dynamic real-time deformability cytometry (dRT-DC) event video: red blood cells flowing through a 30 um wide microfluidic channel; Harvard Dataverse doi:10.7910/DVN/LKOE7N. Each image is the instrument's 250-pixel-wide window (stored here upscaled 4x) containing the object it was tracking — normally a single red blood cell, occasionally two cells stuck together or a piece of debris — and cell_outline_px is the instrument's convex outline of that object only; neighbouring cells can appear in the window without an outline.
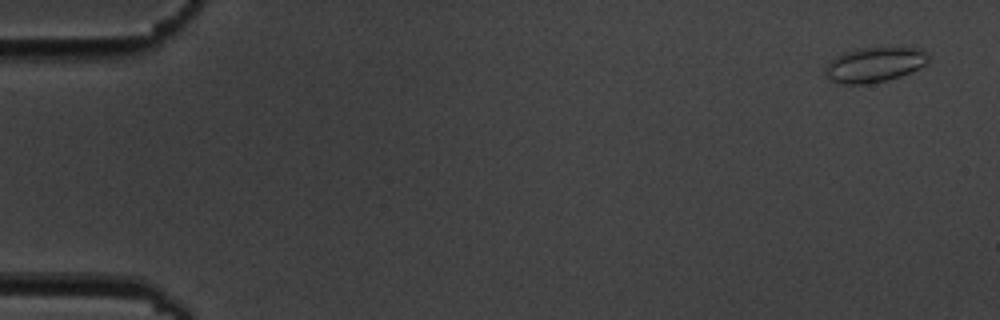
{"species": "common noctule bat (a hibernating species)", "species_latin": "Nyctalus noctula", "temperature_condition": "cold", "stored_images_in_passage": 5, "camera_frame_rate_fps": 3000, "um_per_image_px": 0.085, "animal": {"sex": "male", "body_mass_g": 19.5, "forearm_length_mm": 54.6}, "frame": {"image": 1, "passage_image": 1, "time_ms": 0.0, "image_size_px": [1000, 320], "cell_outline_px": [[928, 64], [920, 68], [900, 76], [888, 80], [868, 84], [840, 84], [828, 80], [824, 72], [828, 64], [836, 56], [844, 52], [864, 48], [920, 48], [928, 56]], "centroid_in_image_um": [74.32, 5.52], "position_along_channel_um": 10.7, "area_um2": 20.92}}
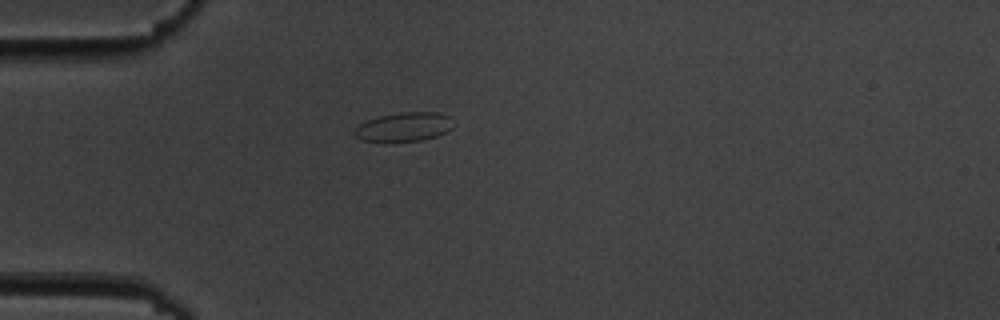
{"frame": {"image": 2, "passage_image": 5, "time_ms": 4.667, "image_size_px": [1000, 320], "cell_outline_px": [[452, 128], [436, 136], [424, 140], [392, 144], [384, 144], [360, 140], [352, 132], [360, 124], [368, 120], [380, 116], [400, 112], [440, 112], [448, 116]], "centroid_in_image_um": [34.26, 10.84], "position_along_channel_um": 50.7, "area_um2": 17.22}}